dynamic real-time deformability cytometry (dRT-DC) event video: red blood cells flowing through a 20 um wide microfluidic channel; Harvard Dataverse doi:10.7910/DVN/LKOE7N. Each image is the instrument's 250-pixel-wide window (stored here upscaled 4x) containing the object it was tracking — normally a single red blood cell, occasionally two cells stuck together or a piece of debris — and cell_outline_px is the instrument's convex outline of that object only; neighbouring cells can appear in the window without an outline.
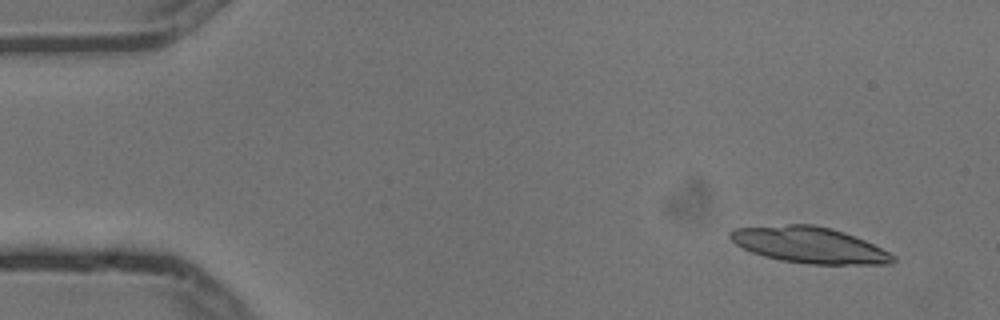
{"species": "common noctule bat (a hibernating species)", "species_latin": "Nyctalus noctula", "temperature_condition": "cold", "stored_images_in_passage": 5, "camera_frame_rate_fps": 3000, "um_per_image_px": 0.085, "animal": {"sex": "male", "body_mass_g": 13.3}, "frame": {"image": 1, "passage_image": 2, "time_ms": 0.333, "image_size_px": [1000, 320], "cell_outline_px": [[896, 260], [892, 264], [808, 264], [780, 260], [764, 256], [752, 252], [736, 244], [728, 236], [728, 232], [732, 228], [788, 224], [812, 224], [832, 228], [844, 232], [864, 240], [896, 256]], "centroid_in_image_um": [68.78, 20.82], "position_along_channel_um": 16.2, "area_um2": 34.22}}